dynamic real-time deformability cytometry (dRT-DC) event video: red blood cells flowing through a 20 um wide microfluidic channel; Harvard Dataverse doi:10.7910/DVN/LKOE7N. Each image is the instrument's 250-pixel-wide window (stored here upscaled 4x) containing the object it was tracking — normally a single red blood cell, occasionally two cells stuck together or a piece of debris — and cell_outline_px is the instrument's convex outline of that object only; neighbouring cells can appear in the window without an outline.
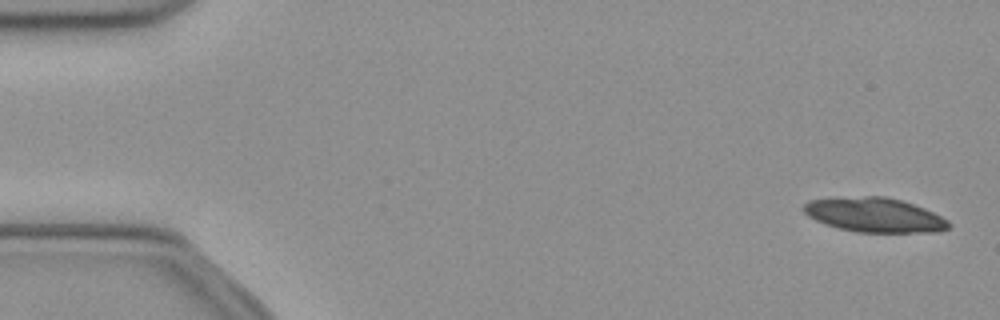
{"species": "common noctule bat (a hibernating species)", "species_latin": "Nyctalus noctula", "temperature_condition": "cold", "stored_images_in_passage": 13, "camera_frame_rate_fps": 3000, "um_per_image_px": 0.085, "animal": {"sex": "female", "body_mass_g": 21.9}, "frame": {"image": 1, "passage_image": 1, "time_ms": 0.0, "image_size_px": [1000, 320], "cell_outline_px": [[952, 224], [948, 228], [940, 232], [856, 232], [824, 224], [808, 216], [804, 212], [804, 204], [808, 200], [864, 196], [884, 196], [900, 200], [924, 208], [948, 220]], "centroid_in_image_um": [74.35, 18.28], "position_along_channel_um": 10.6, "area_um2": 28.9}}